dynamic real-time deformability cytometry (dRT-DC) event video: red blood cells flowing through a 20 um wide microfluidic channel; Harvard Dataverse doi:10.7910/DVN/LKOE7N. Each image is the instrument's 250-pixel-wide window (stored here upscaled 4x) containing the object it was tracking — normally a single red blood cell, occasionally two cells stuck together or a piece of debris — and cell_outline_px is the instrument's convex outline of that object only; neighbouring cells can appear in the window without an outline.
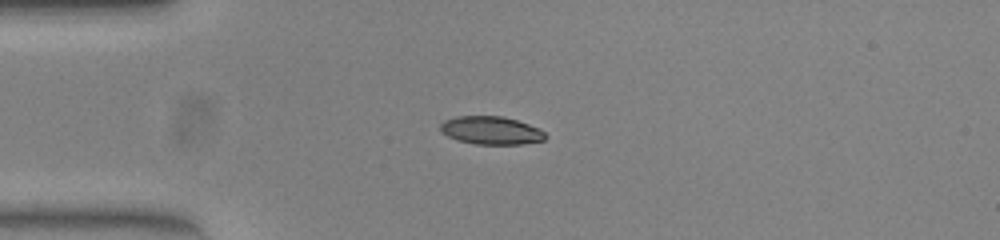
{"species": "common noctule bat (a hibernating species)", "species_latin": "Nyctalus noctula", "temperature_condition": "warm", "stored_images_in_passage": 40, "camera_frame_rate_fps": 3000, "um_per_image_px": 0.085, "animal": {"sex": "female", "body_mass_g": 23.0, "forearm_length_mm": 53.4}, "frame": {"image": 1, "passage_image": 1, "time_ms": 0.0, "image_size_px": [1000, 240], "cell_outline_px": [[548, 136], [544, 140], [524, 144], [476, 144], [456, 140], [440, 132], [440, 124], [444, 120], [456, 116], [504, 116], [540, 128]], "centroid_in_image_um": [41.74, 11.08], "position_along_channel_um": 43.3, "area_um2": 17.34}}
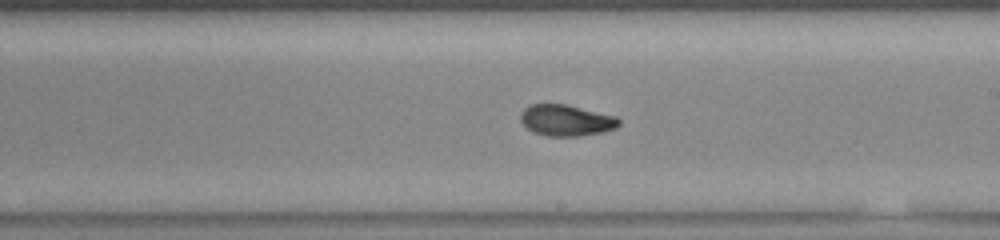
{"frame": {"image": 2, "passage_image": 18, "time_ms": 5.667, "image_size_px": [1000, 240], "cell_outline_px": [[620, 124], [616, 128], [600, 132], [580, 136], [548, 136], [532, 132], [520, 120], [520, 112], [528, 104], [568, 104], [616, 116], [620, 120]], "centroid_in_image_um": [48.11, 10.21], "position_along_channel_um": 240.9, "area_um2": 18.03}}
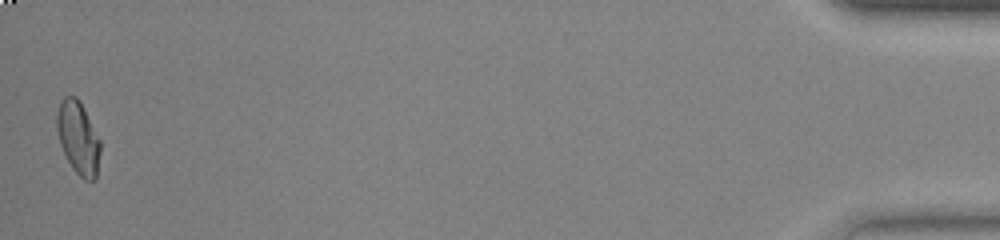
{"frame": {"image": 3, "passage_image": 40, "time_ms": 13.0, "image_size_px": [1000, 240], "cell_outline_px": [[100, 152], [96, 180], [84, 180], [72, 168], [60, 144], [56, 128], [56, 112], [60, 100], [64, 96], [76, 96], [80, 100], [100, 140]], "centroid_in_image_um": [6.63, 11.69], "position_along_channel_um": 428.6, "area_um2": 18.55}, "authors_computed_cell_mechanics": {"area_um2": 18.0625, "velocity_mm_per_s": 3.8794, "shape_relaxation_time_tau1_ms": 10.5692, "shape_relaxation_time_tau2_ms": 1.9258, "deformation_change_tau1": 0.2577, "deformation_change_tau2": 0.0581}}